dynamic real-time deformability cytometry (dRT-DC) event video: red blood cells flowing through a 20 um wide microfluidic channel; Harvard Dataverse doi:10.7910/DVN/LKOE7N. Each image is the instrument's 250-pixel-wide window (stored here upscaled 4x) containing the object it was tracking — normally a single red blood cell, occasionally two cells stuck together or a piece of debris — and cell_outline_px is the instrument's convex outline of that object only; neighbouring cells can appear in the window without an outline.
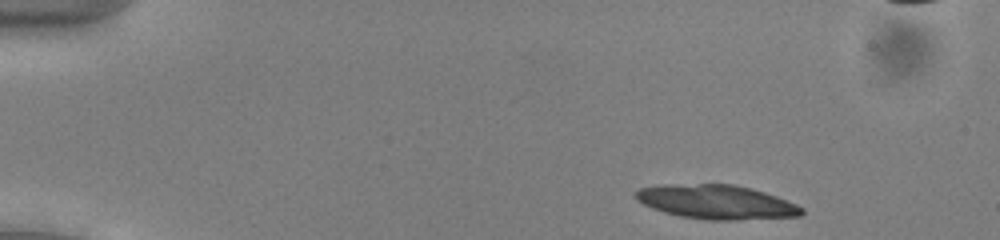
{"species": "common noctule bat (a hibernating species)", "species_latin": "Nyctalus noctula", "temperature_condition": "cold", "stored_images_in_passage": 31, "camera_frame_rate_fps": 3000, "um_per_image_px": 0.085, "animal": {"sex": "male", "body_mass_g": 13.0, "forearm_length_mm": 53.1}, "frame": {"image": 1, "passage_image": 1, "time_ms": 0.0, "image_size_px": [1000, 240], "cell_outline_px": [[804, 212], [800, 216], [736, 220], [708, 220], [680, 216], [664, 212], [652, 208], [636, 200], [636, 192], [640, 188], [664, 184], [732, 184], [752, 188], [776, 196], [796, 204], [804, 208]], "centroid_in_image_um": [60.9, 17.17], "position_along_channel_um": 24.1, "area_um2": 33.0}}
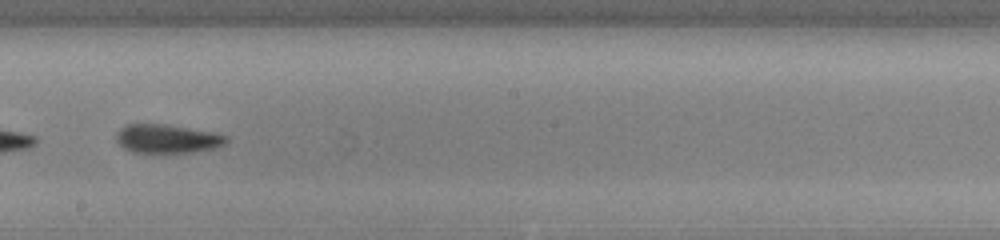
{"frame": {"image": 2, "passage_image": 25, "time_ms": 8.0, "image_size_px": [1000, 240], "cell_outline_px": [[228, 140], [224, 144], [216, 148], [192, 152], [132, 152], [124, 148], [116, 140], [116, 132], [120, 128], [128, 124], [168, 124], [212, 132], [228, 136]], "centroid_in_image_um": [14.21, 11.78], "position_along_channel_um": 234.0, "area_um2": 18.38}}
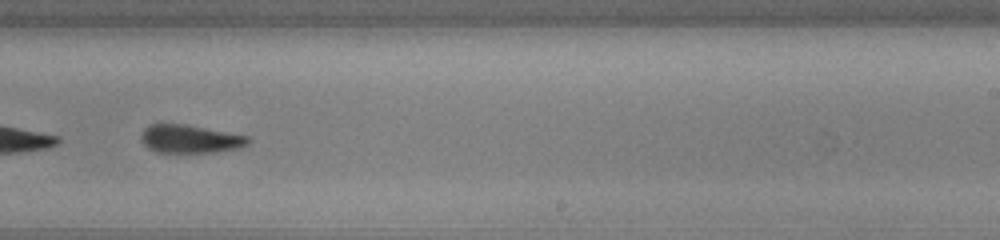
{"frame": {"image": 3, "passage_image": 28, "time_ms": 9.0, "image_size_px": [1000, 240], "cell_outline_px": [[252, 140], [248, 144], [240, 148], [216, 152], [156, 152], [148, 148], [144, 144], [140, 136], [144, 128], [148, 124], [184, 124], [248, 136]], "centroid_in_image_um": [16.16, 11.81], "position_along_channel_um": 272.8, "area_um2": 17.57}}